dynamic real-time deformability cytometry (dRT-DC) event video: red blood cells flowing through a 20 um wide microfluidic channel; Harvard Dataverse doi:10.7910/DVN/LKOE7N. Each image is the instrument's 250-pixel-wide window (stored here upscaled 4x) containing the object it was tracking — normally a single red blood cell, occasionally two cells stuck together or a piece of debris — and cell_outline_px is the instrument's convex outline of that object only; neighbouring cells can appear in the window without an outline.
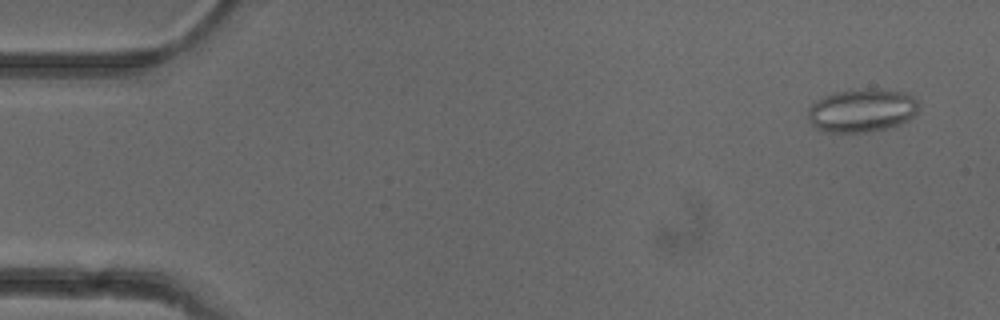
{"species": "common noctule bat (a hibernating species)", "species_latin": "Nyctalus noctula", "temperature_condition": "cold", "stored_images_in_passage": 5, "camera_frame_rate_fps": 3000, "um_per_image_px": 0.085, "animal": {"sex": "female"}, "frame": {"image": 1, "passage_image": 1, "time_ms": 0.0, "image_size_px": [1000, 320], "cell_outline_px": [[920, 108], [908, 120], [892, 128], [864, 132], [824, 132], [816, 128], [808, 120], [808, 108], [812, 104], [824, 96], [836, 92], [864, 88], [880, 88], [904, 92], [912, 96], [916, 100]], "centroid_in_image_um": [73.27, 9.38], "position_along_channel_um": 11.7, "area_um2": 28.21}}